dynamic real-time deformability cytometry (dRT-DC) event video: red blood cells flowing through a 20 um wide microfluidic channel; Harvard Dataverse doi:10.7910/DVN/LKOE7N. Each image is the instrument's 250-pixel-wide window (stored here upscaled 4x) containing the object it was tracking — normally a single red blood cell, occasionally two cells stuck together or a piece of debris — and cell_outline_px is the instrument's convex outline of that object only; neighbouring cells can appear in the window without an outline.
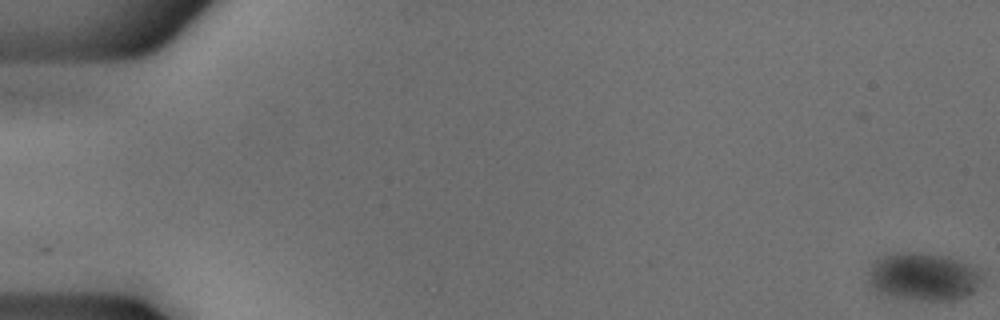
{"species": "common noctule bat (a hibernating species)", "species_latin": "Nyctalus noctula", "temperature_condition": "cold", "stored_images_in_passage": 55, "camera_frame_rate_fps": 3000, "um_per_image_px": 0.085, "animal": {"sex": "male", "body_mass_g": 18.8}, "frame": {"image": 1, "passage_image": 1, "time_ms": 0.0, "image_size_px": [1000, 320], "cell_outline_px": [[984, 284], [968, 296], [956, 300], [920, 300], [896, 296], [876, 292], [868, 284], [868, 272], [872, 264], [876, 260], [892, 252], [920, 252], [948, 256], [960, 260], [976, 268], [984, 276]], "centroid_in_image_um": [78.54, 23.51], "position_along_channel_um": 6.5, "area_um2": 32.31}}
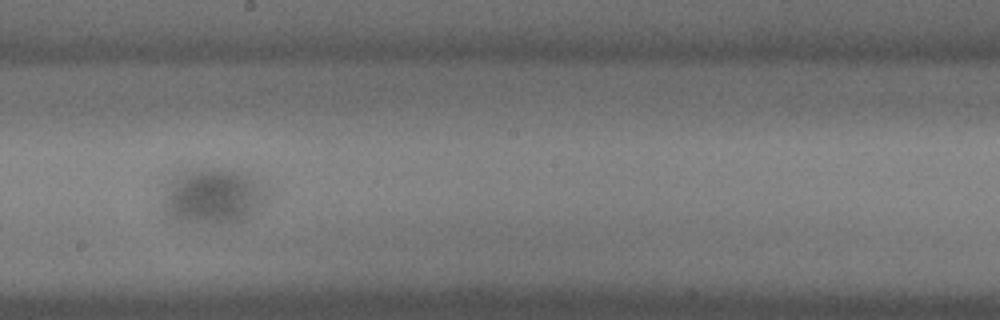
{"frame": {"image": 2, "passage_image": 32, "time_ms": 10.333, "image_size_px": [1000, 320], "cell_outline_px": [[276, 192], [268, 200], [248, 216], [236, 224], [212, 224], [176, 220], [164, 216], [160, 208], [164, 184], [172, 176], [180, 172], [196, 168], [224, 168], [248, 172], [256, 176], [268, 184]], "centroid_in_image_um": [18.16, 16.64], "position_along_channel_um": 230.0, "area_um2": 36.3}}
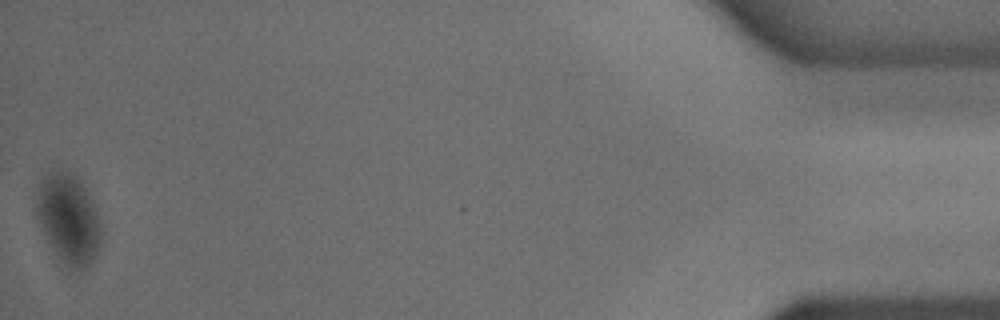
{"frame": {"image": 3, "passage_image": 55, "time_ms": 18.0, "image_size_px": [1000, 320], "cell_outline_px": [[104, 240], [92, 264], [84, 272], [68, 272], [48, 244], [36, 212], [36, 196], [40, 180], [52, 172], [72, 172], [80, 180], [88, 192], [92, 200], [100, 220], [104, 232]], "centroid_in_image_um": [5.89, 18.74], "position_along_channel_um": 429.3, "area_um2": 35.03}}